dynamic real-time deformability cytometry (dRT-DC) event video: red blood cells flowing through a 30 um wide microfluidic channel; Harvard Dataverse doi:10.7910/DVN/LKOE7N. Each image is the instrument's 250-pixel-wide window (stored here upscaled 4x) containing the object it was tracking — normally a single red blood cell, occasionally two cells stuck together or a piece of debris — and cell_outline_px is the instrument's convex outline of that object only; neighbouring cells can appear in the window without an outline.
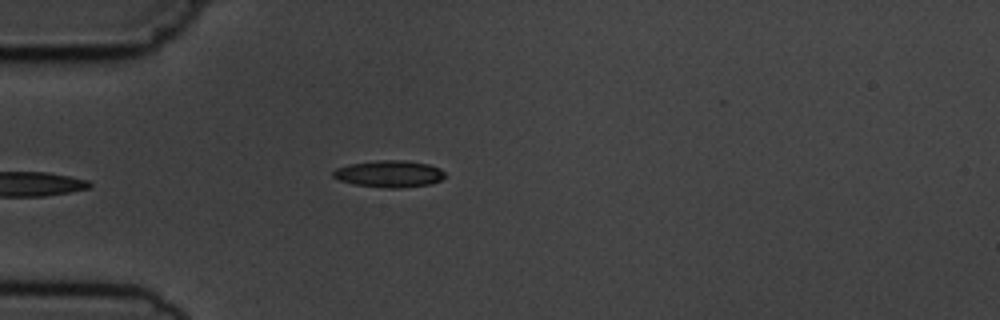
{"species": "common noctule bat (a hibernating species)", "species_latin": "Nyctalus noctula", "temperature_condition": "cold", "stored_images_in_passage": 4, "camera_frame_rate_fps": 3000, "um_per_image_px": 0.085, "animal": {"sex": "male", "body_mass_g": 19.5, "forearm_length_mm": 54.6}, "frame": {"image": 1, "passage_image": 4, "time_ms": 4.667, "image_size_px": [1000, 320], "cell_outline_px": [[448, 176], [432, 184], [400, 188], [388, 188], [356, 184], [340, 180], [332, 176], [332, 172], [336, 168], [348, 164], [380, 160], [404, 160], [428, 164], [440, 168]], "centroid_in_image_um": [33.12, 14.77], "position_along_channel_um": 51.9, "area_um2": 17.51}}